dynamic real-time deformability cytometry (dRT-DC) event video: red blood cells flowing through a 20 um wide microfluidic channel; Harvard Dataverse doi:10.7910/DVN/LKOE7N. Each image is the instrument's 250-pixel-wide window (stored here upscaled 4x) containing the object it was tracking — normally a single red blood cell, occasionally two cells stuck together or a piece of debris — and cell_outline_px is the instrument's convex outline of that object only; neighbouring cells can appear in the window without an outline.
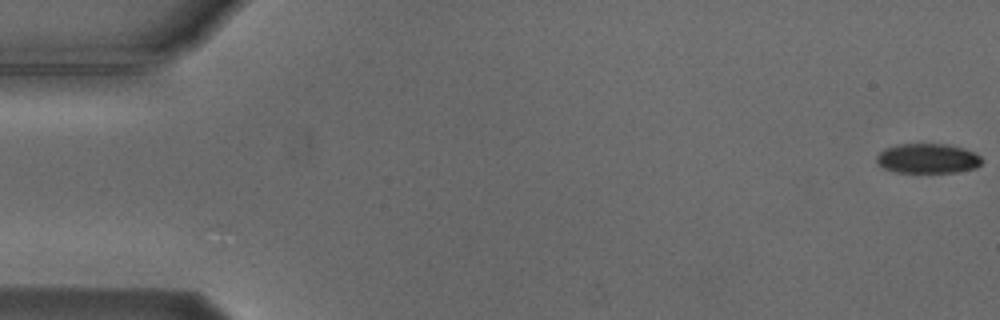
{"species": "Egyptian fruit bat (a non-hibernating species)", "species_latin": "Rousettus aegyptiacus", "temperature_condition": "cold", "stored_images_in_passage": 5, "camera_frame_rate_fps": 3000, "um_per_image_px": 0.085, "animal": {"sex": "male"}, "frame": {"image": 1, "passage_image": 1, "time_ms": 0.0, "image_size_px": [1000, 320], "cell_outline_px": [[984, 160], [976, 168], [956, 172], [896, 172], [884, 168], [876, 160], [876, 156], [884, 148], [900, 144], [948, 144], [972, 152], [980, 156]], "centroid_in_image_um": [78.85, 13.47], "position_along_channel_um": 6.2, "area_um2": 18.09}}
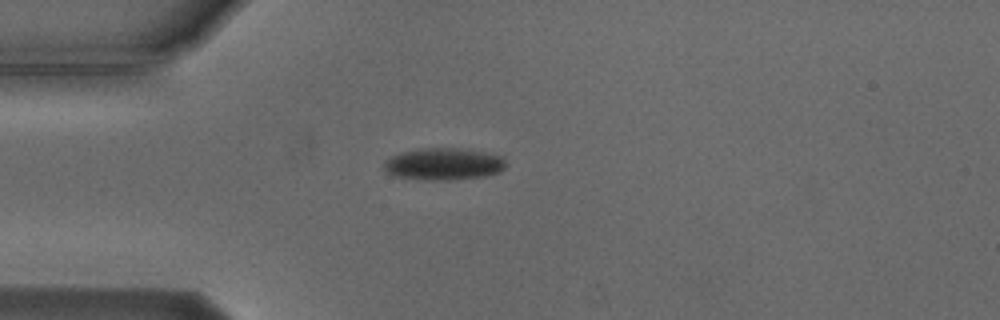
{"frame": {"image": 2, "passage_image": 5, "time_ms": 4.667, "image_size_px": [1000, 320], "cell_outline_px": [[508, 164], [500, 172], [484, 176], [452, 180], [424, 180], [392, 176], [384, 172], [384, 164], [392, 156], [400, 152], [416, 148], [460, 148], [488, 152], [504, 156]], "centroid_in_image_um": [37.74, 13.94], "position_along_channel_um": 47.3, "area_um2": 23.29}}